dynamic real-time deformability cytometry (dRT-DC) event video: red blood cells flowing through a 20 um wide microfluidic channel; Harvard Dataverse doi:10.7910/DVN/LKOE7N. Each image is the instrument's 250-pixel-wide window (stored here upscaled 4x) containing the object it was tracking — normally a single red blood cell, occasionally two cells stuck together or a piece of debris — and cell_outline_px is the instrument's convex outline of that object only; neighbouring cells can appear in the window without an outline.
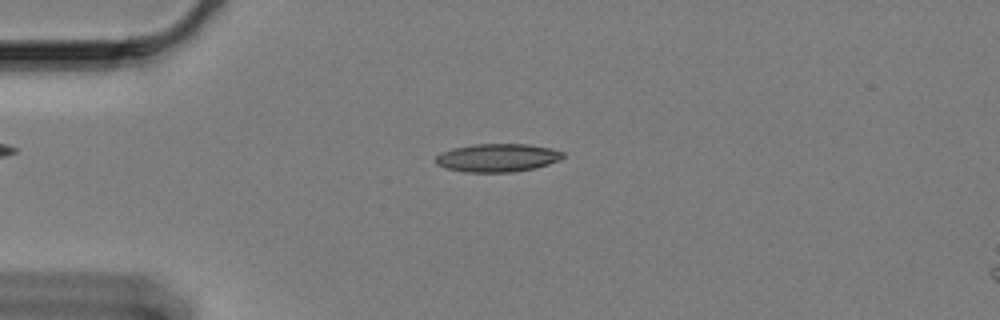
{"species": "Egyptian fruit bat (a non-hibernating species)", "species_latin": "Rousettus aegyptiacus", "temperature_condition": "cold", "stored_images_in_passage": 59, "camera_frame_rate_fps": 3000, "um_per_image_px": 0.085, "animal": {"sex": "female"}, "frame": {"image": 1, "passage_image": 14, "time_ms": 4.333, "image_size_px": [1000, 320], "cell_outline_px": [[564, 156], [560, 160], [536, 168], [512, 172], [464, 172], [444, 168], [436, 164], [436, 156], [452, 148], [472, 144], [528, 144], [548, 148], [564, 152]], "centroid_in_image_um": [42.27, 13.41], "position_along_channel_um": 42.7, "area_um2": 20.92}}
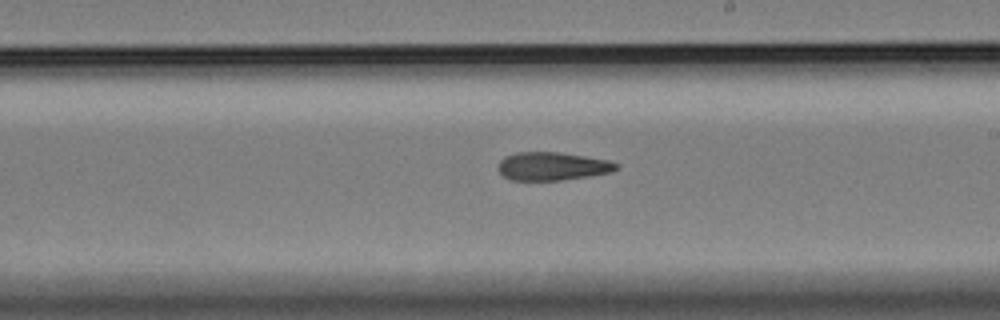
{"frame": {"image": 2, "passage_image": 34, "time_ms": 11.0, "image_size_px": [1000, 320], "cell_outline_px": [[620, 164], [612, 172], [588, 176], [560, 180], [508, 180], [500, 172], [500, 160], [504, 156], [516, 152], [560, 152], [608, 160]], "centroid_in_image_um": [46.94, 14.12], "position_along_channel_um": 242.1, "area_um2": 19.31}}
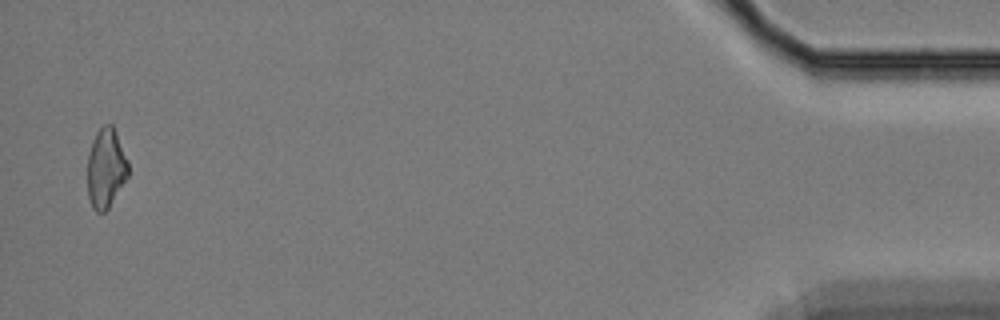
{"frame": {"image": 3, "passage_image": 58, "time_ms": 19.0, "image_size_px": [1000, 320], "cell_outline_px": [[128, 176], [108, 208], [104, 212], [96, 212], [92, 208], [88, 196], [88, 156], [92, 140], [96, 132], [104, 124], [112, 124], [116, 132], [128, 160]], "centroid_in_image_um": [9.0, 14.29], "position_along_channel_um": 426.2, "area_um2": 18.84}, "authors_computed_cell_mechanics": {"area_um2": 19.7676, "velocity_mm_per_s": 3.3333, "shape_relaxation_time_tau1_ms": null, "shape_relaxation_time_tau2_ms": 8.8004, "deformation_change_tau1": null, "deformation_change_tau2": 0.2063}}